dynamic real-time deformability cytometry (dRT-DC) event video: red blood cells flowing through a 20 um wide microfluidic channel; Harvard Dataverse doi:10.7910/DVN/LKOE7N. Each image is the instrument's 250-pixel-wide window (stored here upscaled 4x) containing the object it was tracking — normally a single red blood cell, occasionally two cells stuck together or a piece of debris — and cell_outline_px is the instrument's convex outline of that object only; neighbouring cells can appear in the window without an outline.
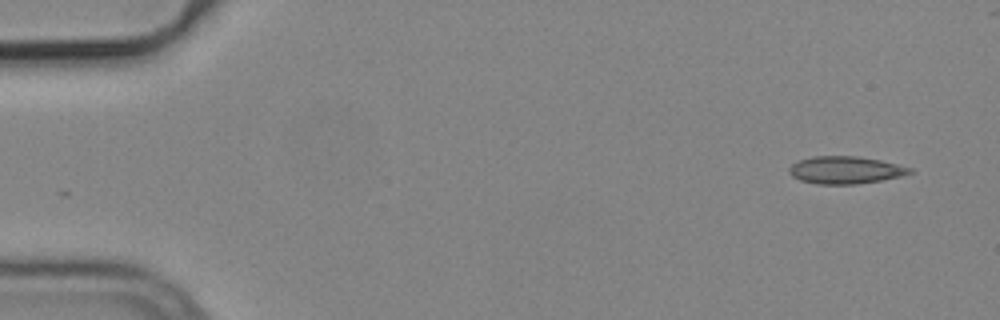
{"species": "common noctule bat (a hibernating species)", "species_latin": "Nyctalus noctula", "temperature_condition": "cold", "stored_images_in_passage": 4, "camera_frame_rate_fps": 3000, "um_per_image_px": 0.085, "animal": {"sex": "male", "body_mass_g": 19.2, "forearm_length_mm": 51.8}, "frame": {"image": 1, "passage_image": 1, "time_ms": 0.0, "image_size_px": [1000, 320], "cell_outline_px": [[916, 172], [900, 176], [880, 180], [856, 184], [816, 184], [800, 180], [792, 176], [788, 172], [788, 168], [792, 164], [800, 160], [812, 156], [856, 156], [880, 160], [912, 168]], "centroid_in_image_um": [71.84, 14.45], "position_along_channel_um": 13.2, "area_um2": 19.25}}
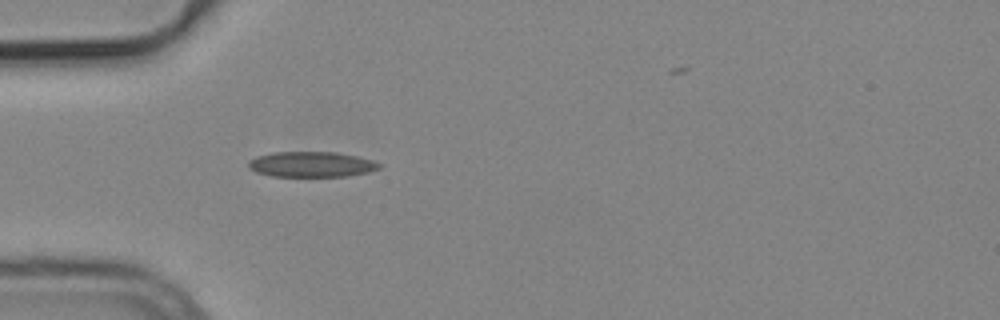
{"frame": {"image": 2, "passage_image": 4, "time_ms": 1.0, "image_size_px": [1000, 320], "cell_outline_px": [[380, 168], [368, 172], [344, 176], [272, 176], [256, 172], [248, 168], [248, 160], [256, 156], [272, 152], [336, 152], [356, 156], [372, 160], [380, 164]], "centroid_in_image_um": [26.42, 13.96], "position_along_channel_um": 58.6, "area_um2": 19.31}}